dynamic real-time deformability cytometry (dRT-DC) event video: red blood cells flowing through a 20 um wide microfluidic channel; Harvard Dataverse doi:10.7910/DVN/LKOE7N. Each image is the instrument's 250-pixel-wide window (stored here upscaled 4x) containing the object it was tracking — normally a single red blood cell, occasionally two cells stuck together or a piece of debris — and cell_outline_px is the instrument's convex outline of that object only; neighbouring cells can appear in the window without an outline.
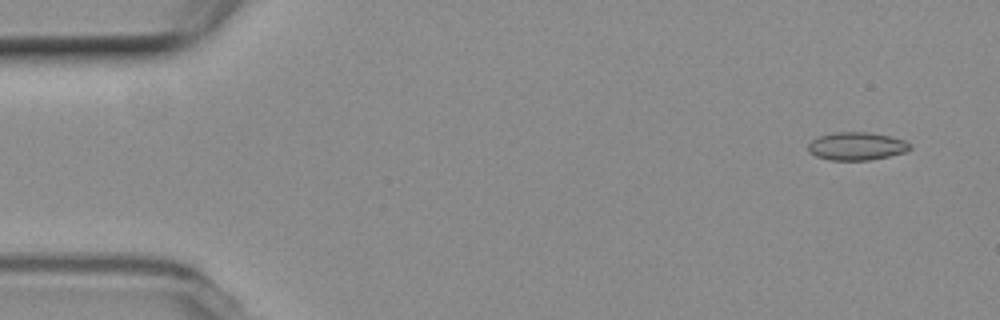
{"species": "common noctule bat (a hibernating species)", "species_latin": "Nyctalus noctula", "temperature_condition": "room temperature", "stored_images_in_passage": 57, "camera_frame_rate_fps": 3000, "um_per_image_px": 0.085, "animal": {"sex": "female", "body_mass_g": 19.3, "forearm_length_mm": 54.1}, "frame": {"image": 1, "passage_image": 4, "time_ms": 1.0, "image_size_px": [1000, 320], "cell_outline_px": [[912, 148], [904, 152], [888, 156], [868, 160], [832, 160], [816, 156], [808, 152], [808, 144], [816, 136], [836, 132], [868, 132], [892, 136], [904, 140], [912, 144]], "centroid_in_image_um": [72.81, 12.41], "position_along_channel_um": 12.2, "area_um2": 16.7}}
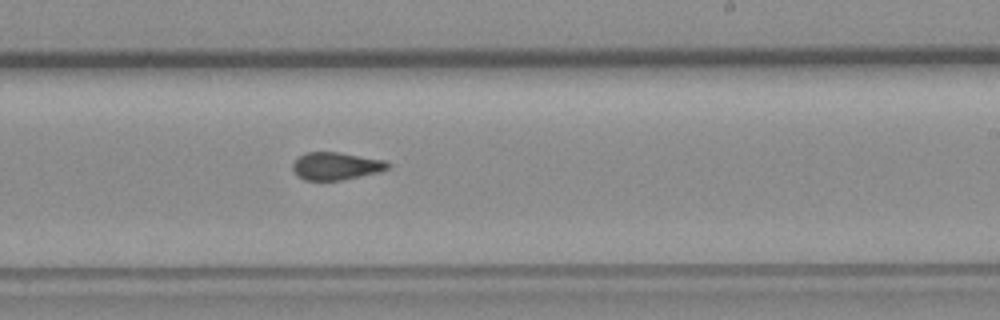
{"frame": {"image": 2, "passage_image": 34, "time_ms": 11.0, "image_size_px": [1000, 320], "cell_outline_px": [[392, 164], [388, 168], [380, 172], [340, 180], [304, 180], [292, 168], [292, 164], [304, 152], [340, 152], [388, 160]], "centroid_in_image_um": [28.63, 14.09], "position_along_channel_um": 260.4, "area_um2": 15.37}}
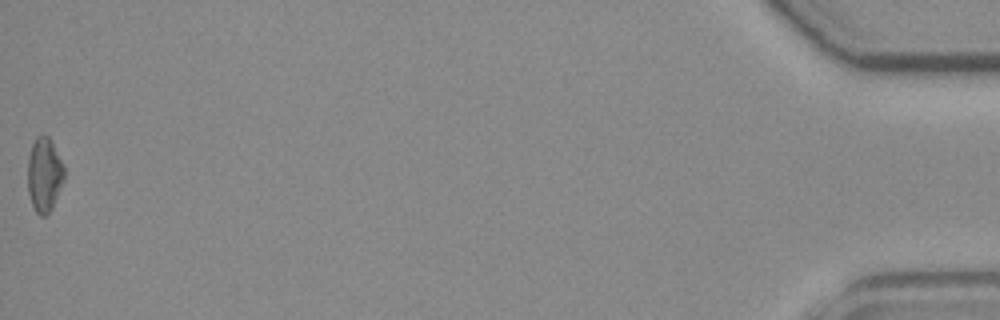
{"frame": {"image": 3, "passage_image": 57, "time_ms": 18.667, "image_size_px": [1000, 320], "cell_outline_px": [[64, 180], [52, 208], [44, 216], [40, 216], [36, 212], [32, 204], [28, 192], [28, 156], [32, 144], [36, 136], [44, 132], [48, 136], [64, 164]], "centroid_in_image_um": [3.76, 14.81], "position_along_channel_um": 431.4, "area_um2": 15.9}, "authors_computed_cell_mechanics": {"area_um2": 15.895, "velocity_mm_per_s": 3.6306, "shape_relaxation_time_tau1_ms": null, "shape_relaxation_time_tau2_ms": 2.0396, "deformation_change_tau1": null, "deformation_change_tau2": 0.0832}}